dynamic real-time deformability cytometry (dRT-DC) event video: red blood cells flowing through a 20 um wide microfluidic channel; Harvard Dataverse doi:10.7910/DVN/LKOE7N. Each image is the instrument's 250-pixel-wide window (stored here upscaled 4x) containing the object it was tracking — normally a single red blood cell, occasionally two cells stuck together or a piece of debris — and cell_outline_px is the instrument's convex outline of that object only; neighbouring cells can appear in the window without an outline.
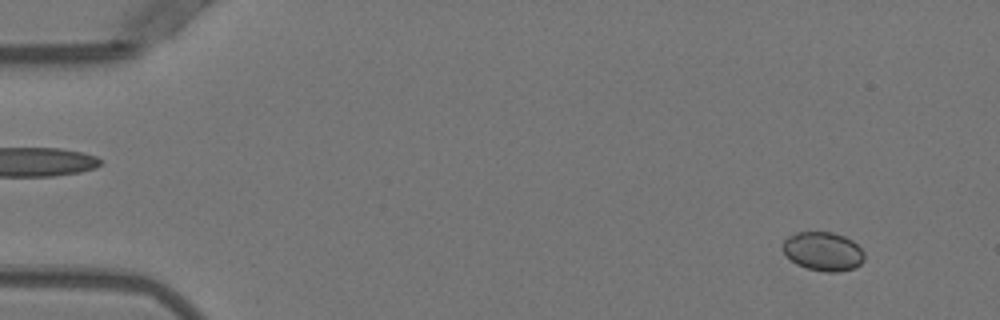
{"species": "Egyptian fruit bat (a non-hibernating species)", "species_latin": "Rousettus aegyptiacus", "temperature_condition": "warm", "stored_images_in_passage": 16, "camera_frame_rate_fps": 3000, "um_per_image_px": 0.085, "animal": {"sex": "female"}, "frame": {"image": 1, "passage_image": 1, "time_ms": 0.0, "image_size_px": [1000, 320], "cell_outline_px": [[864, 260], [860, 264], [852, 268], [840, 272], [824, 272], [808, 268], [796, 264], [784, 252], [784, 240], [788, 236], [796, 232], [832, 232], [844, 236], [852, 240], [864, 252]], "centroid_in_image_um": [69.98, 21.36], "position_along_channel_um": 15.0, "area_um2": 18.32}}
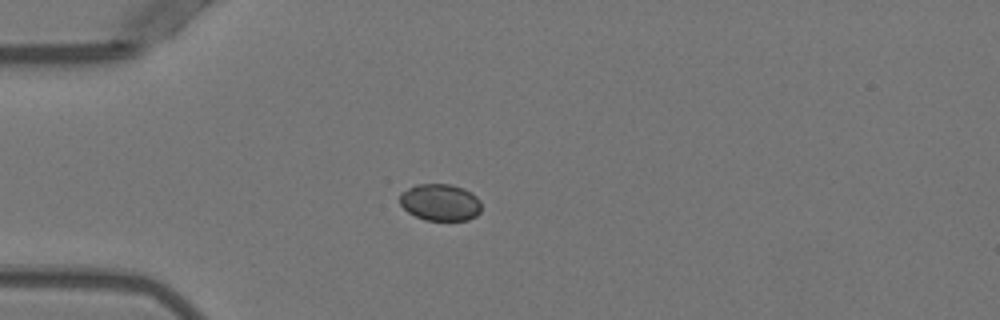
{"frame": {"image": 2, "passage_image": 11, "time_ms": 3.333, "image_size_px": [1000, 320], "cell_outline_px": [[480, 212], [476, 216], [468, 220], [424, 220], [408, 212], [400, 204], [400, 192], [416, 184], [452, 184], [464, 188], [472, 192], [480, 200]], "centroid_in_image_um": [37.42, 17.19], "position_along_channel_um": 47.6, "area_um2": 17.69}}
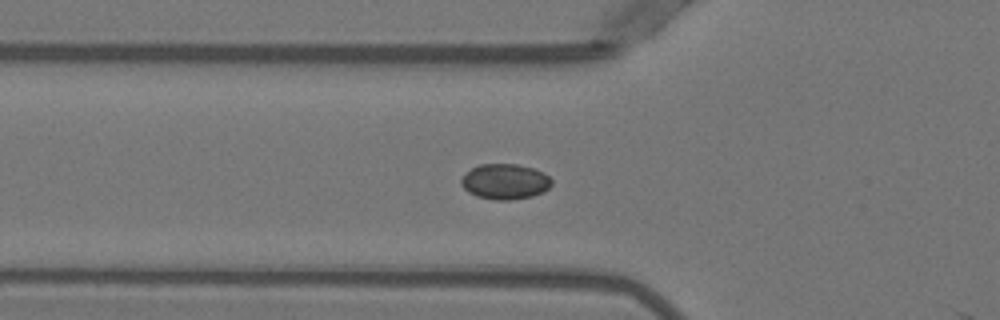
{"frame": {"image": 3, "passage_image": 15, "time_ms": 4.667, "image_size_px": [1000, 320], "cell_outline_px": [[552, 184], [548, 188], [532, 196], [512, 200], [496, 200], [476, 196], [468, 192], [460, 184], [460, 180], [472, 168], [480, 164], [516, 164], [532, 168], [544, 172], [552, 180]], "centroid_in_image_um": [42.92, 15.44], "position_along_channel_um": 82.9, "area_um2": 18.55}}